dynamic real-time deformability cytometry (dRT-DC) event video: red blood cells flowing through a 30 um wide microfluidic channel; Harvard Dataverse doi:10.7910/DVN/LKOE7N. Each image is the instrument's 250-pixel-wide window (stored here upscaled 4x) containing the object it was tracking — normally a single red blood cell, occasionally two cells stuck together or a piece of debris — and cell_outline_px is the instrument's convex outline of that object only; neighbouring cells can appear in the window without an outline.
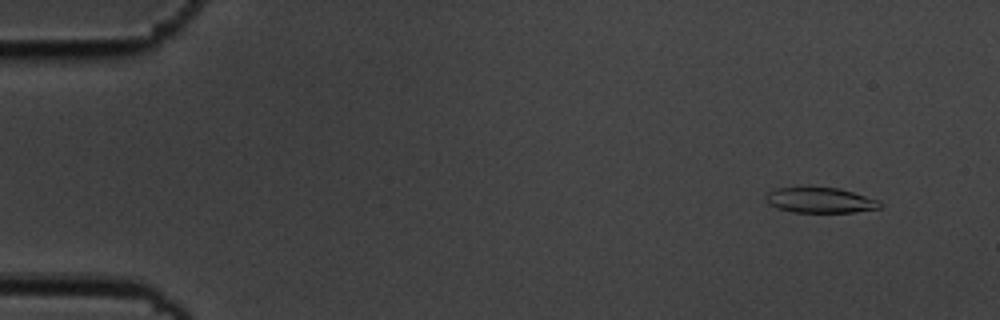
{"species": "common noctule bat (a hibernating species)", "species_latin": "Nyctalus noctula", "temperature_condition": "cold", "stored_images_in_passage": 7, "camera_frame_rate_fps": 3000, "um_per_image_px": 0.085, "animal": {"sex": "male", "body_mass_g": 19.5, "forearm_length_mm": 54.6}, "frame": {"image": 1, "passage_image": 2, "time_ms": 0.333, "image_size_px": [1000, 320], "cell_outline_px": [[884, 204], [880, 208], [852, 212], [792, 212], [776, 208], [768, 204], [764, 196], [768, 192], [776, 188], [808, 184], [840, 188], [880, 200]], "centroid_in_image_um": [69.67, 16.97], "position_along_channel_um": 15.3, "area_um2": 17.8}}
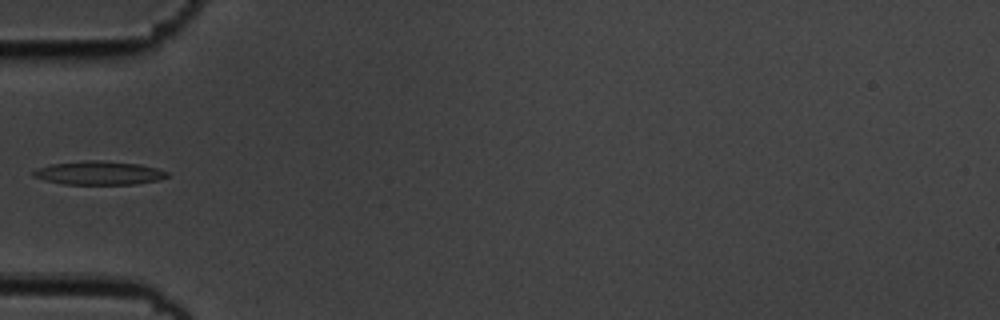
{"frame": {"image": 2, "passage_image": 6, "time_ms": 1.667, "image_size_px": [1000, 320], "cell_outline_px": [[168, 176], [156, 180], [136, 184], [64, 184], [44, 180], [32, 176], [32, 172], [40, 168], [52, 164], [88, 160], [100, 160], [140, 164], [156, 168], [168, 172]], "centroid_in_image_um": [8.41, 14.7], "position_along_channel_um": 76.6, "area_um2": 18.21}}
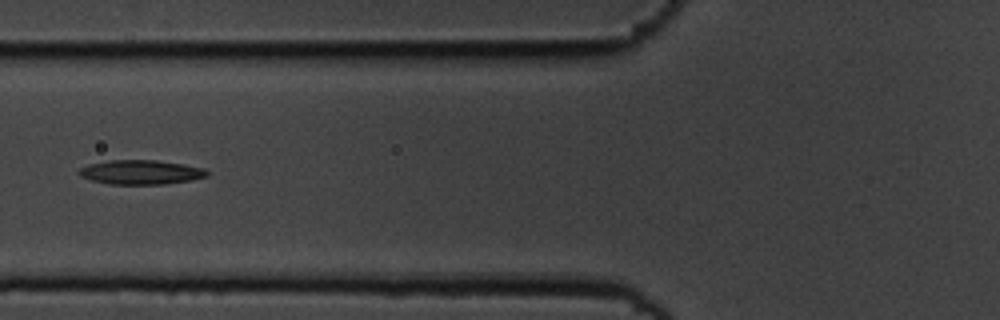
{"frame": {"image": 3, "passage_image": 7, "time_ms": 2.0, "image_size_px": [1000, 320], "cell_outline_px": [[208, 176], [192, 180], [164, 184], [112, 184], [92, 180], [80, 176], [76, 172], [80, 168], [88, 164], [108, 160], [156, 160], [184, 164], [204, 168], [208, 172]], "centroid_in_image_um": [11.97, 14.63], "position_along_channel_um": 113.8, "area_um2": 18.21}}